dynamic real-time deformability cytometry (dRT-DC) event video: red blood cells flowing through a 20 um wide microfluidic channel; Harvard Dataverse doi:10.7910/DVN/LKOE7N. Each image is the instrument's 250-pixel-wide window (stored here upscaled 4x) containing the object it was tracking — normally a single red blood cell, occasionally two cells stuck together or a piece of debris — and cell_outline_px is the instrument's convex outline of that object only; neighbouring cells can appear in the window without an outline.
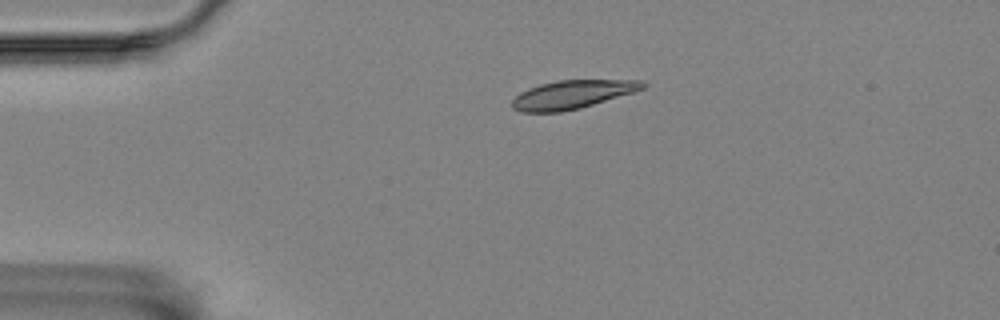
{"species": "Egyptian fruit bat (a non-hibernating species)", "species_latin": "Rousettus aegyptiacus", "temperature_condition": "room temperature", "stored_images_in_passage": 2, "camera_frame_rate_fps": 3000, "um_per_image_px": 0.085, "animal": {"sex": "female"}, "frame": {"image": 1, "passage_image": 1, "time_ms": 0.0, "image_size_px": [1000, 320], "cell_outline_px": [[648, 84], [644, 88], [632, 92], [580, 108], [560, 112], [520, 112], [512, 108], [512, 100], [520, 92], [528, 88], [540, 84], [556, 80], [644, 80]], "centroid_in_image_um": [48.61, 8.03], "position_along_channel_um": 36.4, "area_um2": 21.56}}